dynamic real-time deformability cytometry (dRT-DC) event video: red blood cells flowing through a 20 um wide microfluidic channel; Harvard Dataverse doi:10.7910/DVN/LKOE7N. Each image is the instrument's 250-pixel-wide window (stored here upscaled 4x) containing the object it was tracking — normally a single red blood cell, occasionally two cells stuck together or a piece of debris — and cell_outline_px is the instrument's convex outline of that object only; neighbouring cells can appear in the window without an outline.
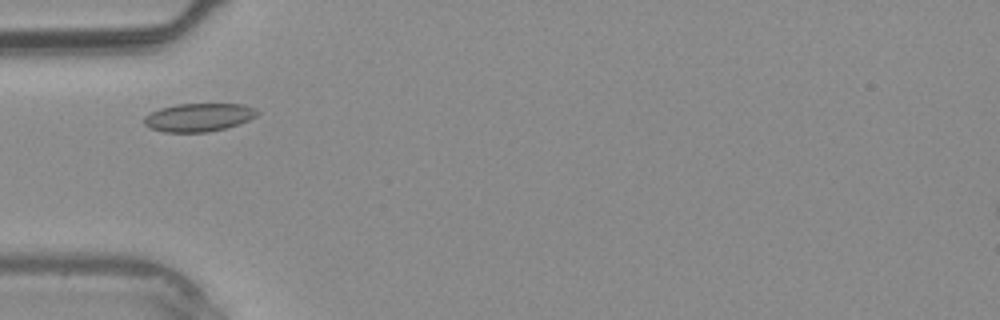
{"species": "common noctule bat (a hibernating species)", "species_latin": "Nyctalus noctula", "temperature_condition": "warm", "stored_images_in_passage": 3, "camera_frame_rate_fps": 3000, "um_per_image_px": 0.085, "animal": {"sex": "male", "body_mass_g": 20.4}, "frame": {"image": 1, "passage_image": 2, "time_ms": 1.333, "image_size_px": [1000, 320], "cell_outline_px": [[260, 112], [256, 116], [248, 120], [224, 128], [208, 132], [164, 132], [152, 128], [144, 124], [144, 116], [160, 108], [176, 104], [244, 104], [256, 108]], "centroid_in_image_um": [16.9, 9.96], "position_along_channel_um": 68.1, "area_um2": 18.5}}